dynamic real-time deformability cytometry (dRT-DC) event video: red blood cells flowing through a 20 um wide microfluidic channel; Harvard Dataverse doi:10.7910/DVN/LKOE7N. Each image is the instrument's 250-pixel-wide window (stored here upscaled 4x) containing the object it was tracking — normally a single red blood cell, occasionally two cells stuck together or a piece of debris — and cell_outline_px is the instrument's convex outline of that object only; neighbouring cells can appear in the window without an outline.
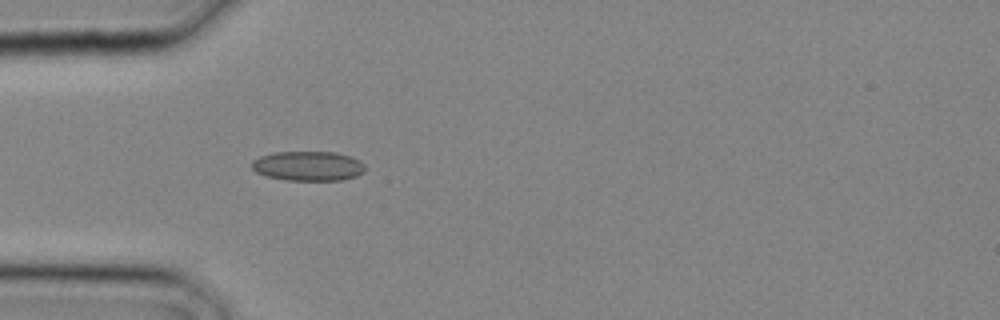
{"species": "common noctule bat (a hibernating species)", "species_latin": "Nyctalus noctula", "temperature_condition": "cold", "stored_images_in_passage": 3, "camera_frame_rate_fps": 3000, "um_per_image_px": 0.085, "animal": {"sex": "male", "body_mass_g": 20.4}, "frame": {"image": 1, "passage_image": 3, "time_ms": 0.667, "image_size_px": [1000, 320], "cell_outline_px": [[364, 172], [356, 176], [340, 180], [288, 180], [268, 176], [256, 172], [252, 168], [252, 160], [260, 156], [276, 152], [336, 152], [352, 156], [360, 160], [364, 164]], "centroid_in_image_um": [26.22, 14.1], "position_along_channel_um": 58.8, "area_um2": 19.54}}